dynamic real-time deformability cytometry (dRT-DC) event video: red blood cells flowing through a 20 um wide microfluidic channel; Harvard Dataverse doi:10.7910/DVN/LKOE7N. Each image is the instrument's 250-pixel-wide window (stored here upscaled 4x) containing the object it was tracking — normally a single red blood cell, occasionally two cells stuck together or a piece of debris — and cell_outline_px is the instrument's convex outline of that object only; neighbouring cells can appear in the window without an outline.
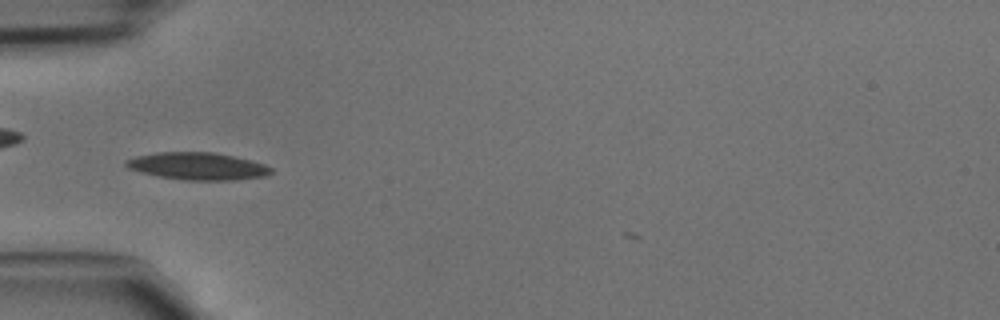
{"species": "common noctule bat (a hibernating species)", "species_latin": "Nyctalus noctula", "temperature_condition": "cold", "stored_images_in_passage": 6, "camera_frame_rate_fps": 3000, "um_per_image_px": 0.085, "animal": {"sex": "male", "body_mass_g": 15.6}, "frame": {"image": 1, "passage_image": 3, "time_ms": 0.667, "image_size_px": [1000, 320], "cell_outline_px": [[272, 172], [268, 176], [236, 180], [184, 180], [156, 176], [140, 172], [128, 168], [124, 164], [124, 160], [136, 156], [156, 152], [212, 152], [252, 160], [264, 164], [272, 168]], "centroid_in_image_um": [16.79, 14.13], "position_along_channel_um": 68.2, "area_um2": 23.29}}